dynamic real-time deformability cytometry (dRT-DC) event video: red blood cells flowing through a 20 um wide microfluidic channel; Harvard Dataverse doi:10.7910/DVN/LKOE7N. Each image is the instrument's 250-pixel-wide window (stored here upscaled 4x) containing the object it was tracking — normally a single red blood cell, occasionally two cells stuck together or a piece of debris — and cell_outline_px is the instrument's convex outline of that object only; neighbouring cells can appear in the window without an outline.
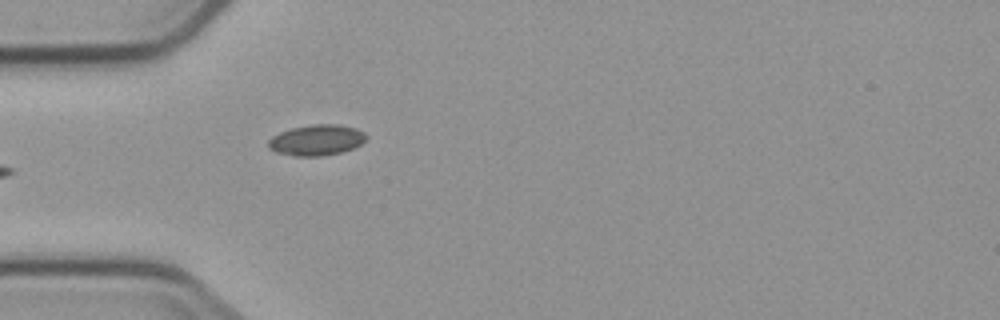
{"species": "common noctule bat (a hibernating species)", "species_latin": "Nyctalus noctula", "temperature_condition": "cold", "stored_images_in_passage": 3, "camera_frame_rate_fps": 3000, "um_per_image_px": 0.085, "animal": {"sex": "male", "body_mass_g": 23.1, "forearm_length_mm": 52.7}, "frame": {"image": 1, "passage_image": 3, "time_ms": 2.333, "image_size_px": [1000, 320], "cell_outline_px": [[368, 136], [360, 144], [352, 148], [340, 152], [320, 156], [292, 156], [276, 152], [268, 148], [268, 140], [272, 136], [280, 132], [292, 128], [312, 124], [340, 124], [356, 128], [364, 132]], "centroid_in_image_um": [26.89, 11.9], "position_along_channel_um": 58.1, "area_um2": 17.57}}